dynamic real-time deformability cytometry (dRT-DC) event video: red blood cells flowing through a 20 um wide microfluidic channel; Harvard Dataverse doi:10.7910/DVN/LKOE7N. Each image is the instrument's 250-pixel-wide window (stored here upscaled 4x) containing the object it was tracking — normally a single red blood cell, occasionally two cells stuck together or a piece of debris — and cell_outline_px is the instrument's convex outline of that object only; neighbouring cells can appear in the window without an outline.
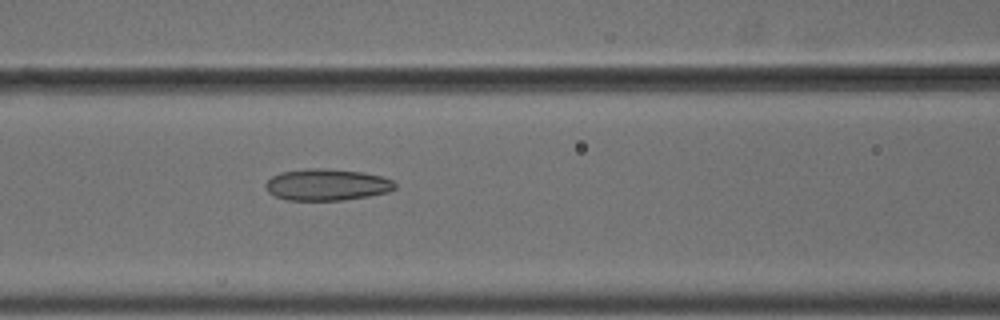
{"species": "common noctule bat (a hibernating species)", "species_latin": "Nyctalus noctula", "temperature_condition": "cold", "stored_images_in_passage": 7, "camera_frame_rate_fps": 3000, "um_per_image_px": 0.085, "animal": {"sex": "male", "body_mass_g": 18.8}, "frame": {"image": 1, "passage_image": 7, "time_ms": 2.0, "image_size_px": [1000, 320], "cell_outline_px": [[396, 188], [388, 192], [368, 196], [344, 200], [288, 200], [276, 196], [268, 192], [264, 184], [272, 176], [280, 172], [308, 168], [324, 168], [360, 172], [380, 176], [392, 180], [396, 184]], "centroid_in_image_um": [27.77, 15.7], "position_along_channel_um": 138.8, "area_um2": 23.76}}